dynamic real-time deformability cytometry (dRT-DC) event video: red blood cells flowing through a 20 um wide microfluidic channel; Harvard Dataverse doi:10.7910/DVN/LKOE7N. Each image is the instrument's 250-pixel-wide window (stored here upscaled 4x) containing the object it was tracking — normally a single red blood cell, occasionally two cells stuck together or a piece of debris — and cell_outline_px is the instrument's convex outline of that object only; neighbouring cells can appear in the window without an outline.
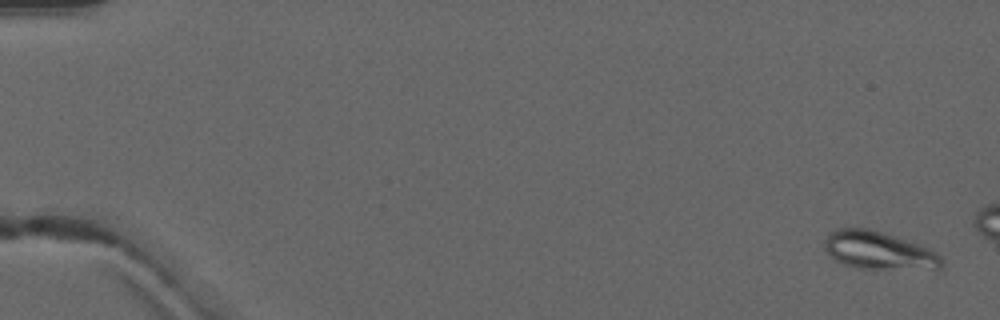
{"species": "common noctule bat (a hibernating species)", "species_latin": "Nyctalus noctula", "temperature_condition": "warm", "stored_images_in_passage": 5, "camera_frame_rate_fps": 3000, "um_per_image_px": 0.085, "animal": {"sex": "male", "forearm_length_mm": 52.5}, "frame": {"image": 1, "passage_image": 1, "time_ms": 0.0, "image_size_px": [1000, 320], "cell_outline_px": [[944, 264], [940, 268], [860, 268], [844, 264], [836, 260], [824, 248], [824, 240], [836, 228], [868, 228], [896, 236], [928, 248], [936, 252], [940, 256]], "centroid_in_image_um": [74.67, 21.27], "position_along_channel_um": 10.3, "area_um2": 25.32}}